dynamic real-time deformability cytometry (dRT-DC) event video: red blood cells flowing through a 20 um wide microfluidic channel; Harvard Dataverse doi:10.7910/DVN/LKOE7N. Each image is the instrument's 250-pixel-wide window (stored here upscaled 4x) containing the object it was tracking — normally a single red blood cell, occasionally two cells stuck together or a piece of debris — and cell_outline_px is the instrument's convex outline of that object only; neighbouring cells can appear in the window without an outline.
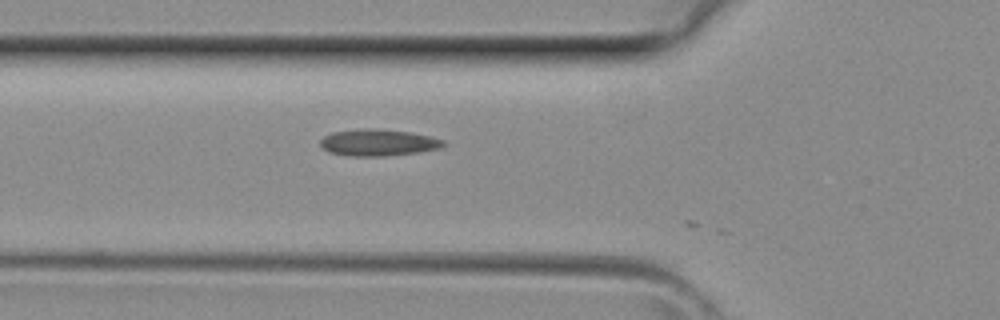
{"species": "common noctule bat (a hibernating species)", "species_latin": "Nyctalus noctula", "temperature_condition": "room temperature", "stored_images_in_passage": 5, "segment_of_instrument_passage": [1, 2], "camera_frame_rate_fps": 3000, "um_per_image_px": 0.085, "animal": {"sex": "female", "body_mass_g": 29.2, "forearm_length_mm": 56.3}, "frame": {"image": 1, "passage_image": 4, "time_ms": 1.0, "image_size_px": [1000, 320], "cell_outline_px": [[444, 144], [440, 148], [416, 152], [380, 156], [348, 156], [328, 152], [320, 144], [320, 140], [324, 136], [332, 132], [364, 128], [372, 128], [408, 132], [428, 136], [444, 140]], "centroid_in_image_um": [32.09, 12.11], "position_along_channel_um": 93.7, "area_um2": 18.84}}